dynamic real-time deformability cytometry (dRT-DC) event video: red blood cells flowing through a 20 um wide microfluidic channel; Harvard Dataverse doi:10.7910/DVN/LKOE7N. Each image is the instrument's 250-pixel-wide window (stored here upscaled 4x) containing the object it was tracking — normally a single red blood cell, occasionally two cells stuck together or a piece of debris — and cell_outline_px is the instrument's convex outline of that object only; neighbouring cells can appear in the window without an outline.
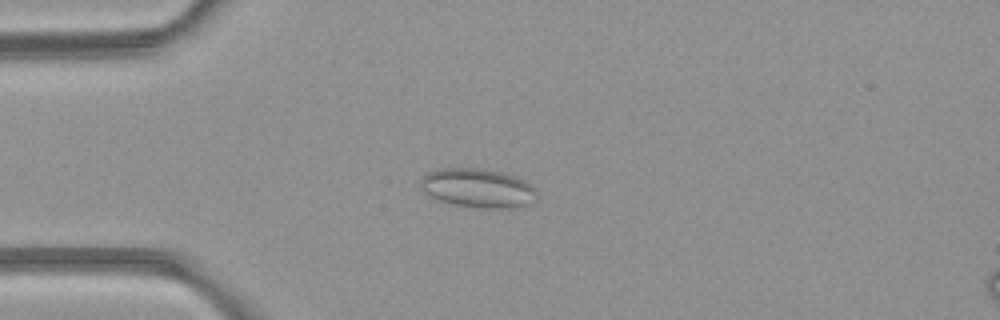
{"species": "common noctule bat (a hibernating species)", "species_latin": "Nyctalus noctula", "temperature_condition": "room temperature", "stored_images_in_passage": 49, "camera_frame_rate_fps": 3000, "um_per_image_px": 0.085, "animal": {"sex": "female", "body_mass_g": 21.9}, "frame": {"image": 1, "passage_image": 13, "time_ms": 4.0, "image_size_px": [1000, 320], "cell_outline_px": [[536, 200], [532, 204], [524, 208], [484, 208], [452, 204], [440, 200], [424, 192], [420, 184], [424, 172], [440, 168], [480, 168], [504, 172], [516, 176], [524, 180], [536, 192]], "centroid_in_image_um": [40.64, 15.99], "position_along_channel_um": 44.4, "area_um2": 26.76}}
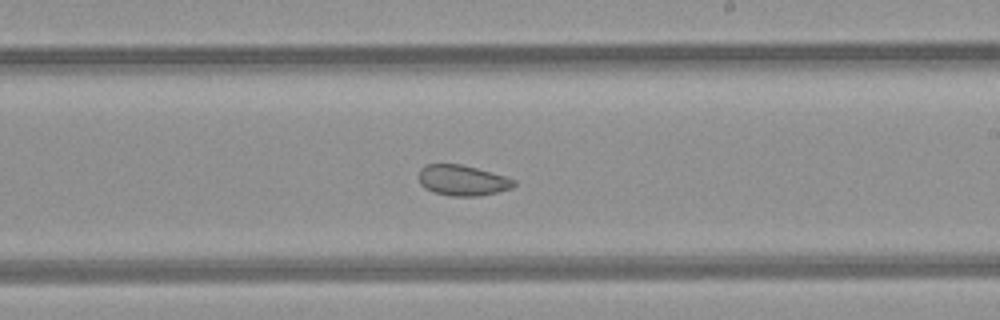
{"frame": {"image": 2, "passage_image": 29, "time_ms": 9.333, "image_size_px": [1000, 320], "cell_outline_px": [[516, 184], [512, 188], [480, 196], [452, 196], [436, 192], [424, 188], [420, 184], [416, 176], [420, 168], [424, 164], [460, 164], [476, 168], [504, 176], [516, 180]], "centroid_in_image_um": [39.26, 15.32], "position_along_channel_um": 249.7, "area_um2": 17.05}}
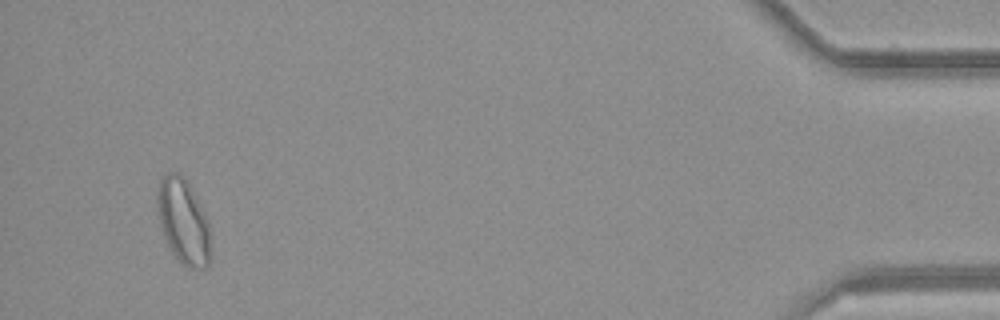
{"frame": {"image": 3, "passage_image": 47, "time_ms": 15.333, "image_size_px": [1000, 320], "cell_outline_px": [[212, 260], [204, 268], [188, 268], [172, 252], [164, 236], [160, 224], [156, 208], [156, 192], [160, 180], [168, 172], [180, 172], [188, 184], [204, 212], [208, 220], [212, 240]], "centroid_in_image_um": [15.61, 18.84], "position_along_channel_um": 419.6, "area_um2": 26.76}, "authors_computed_cell_mechanics": {"area_um2": 23.3512, "velocity_mm_per_s": 4.2092, "shape_relaxation_time_tau1_ms": null, "shape_relaxation_time_tau2_ms": 1.976, "deformation_change_tau1": null, "deformation_change_tau2": 0.0641}}